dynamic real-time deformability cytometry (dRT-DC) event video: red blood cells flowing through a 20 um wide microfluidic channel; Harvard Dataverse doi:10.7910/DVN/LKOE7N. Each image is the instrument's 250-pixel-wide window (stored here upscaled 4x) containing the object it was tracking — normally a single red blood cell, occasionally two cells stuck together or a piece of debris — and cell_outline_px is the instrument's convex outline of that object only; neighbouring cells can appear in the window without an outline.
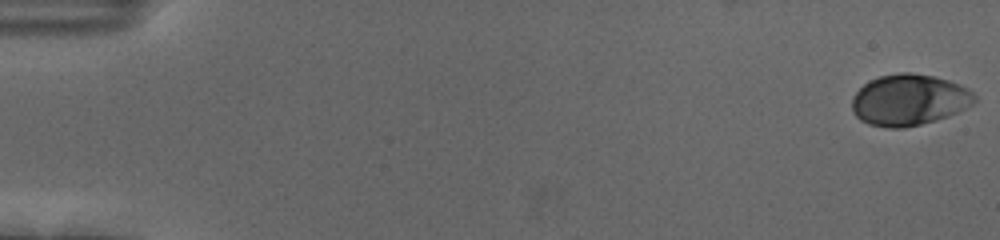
{"species": "human", "species_latin": "Homo sapiens", "temperature_condition": "cold", "stored_images_in_passage": 56, "camera_frame_rate_fps": 3000, "um_per_image_px": 0.085, "donor": {"sex": "female"}, "frame": {"image": 1, "passage_image": 1, "time_ms": 0.0, "image_size_px": [1000, 240], "cell_outline_px": [[976, 100], [972, 104], [948, 116], [936, 120], [904, 128], [884, 128], [868, 124], [860, 120], [852, 112], [852, 96], [868, 80], [880, 76], [900, 72], [912, 72], [932, 76], [948, 80], [960, 84], [968, 88], [976, 96]], "centroid_in_image_um": [77.24, 8.49], "position_along_channel_um": 7.8, "area_um2": 36.76}}
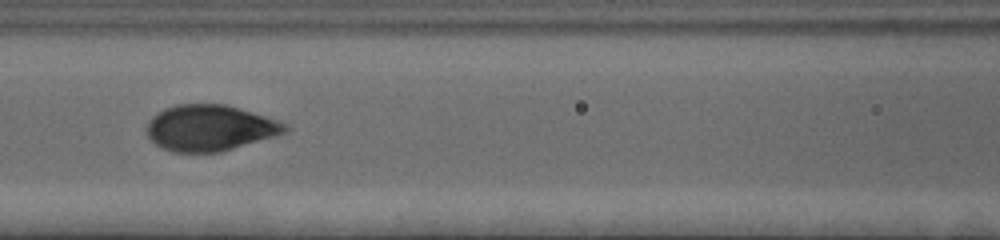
{"frame": {"image": 2, "passage_image": 26, "time_ms": 8.333, "image_size_px": [1000, 240], "cell_outline_px": [[288, 132], [276, 136], [220, 152], [172, 152], [160, 148], [148, 136], [148, 120], [152, 116], [164, 108], [176, 104], [224, 104], [252, 112], [276, 120], [284, 124], [288, 128]], "centroid_in_image_um": [17.82, 10.88], "position_along_channel_um": 148.8, "area_um2": 36.88}}
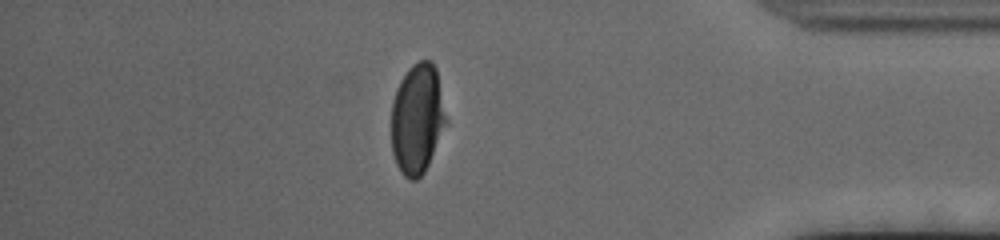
{"frame": {"image": 3, "passage_image": 49, "time_ms": 16.0, "image_size_px": [1000, 240], "cell_outline_px": [[448, 124], [424, 172], [416, 180], [408, 180], [400, 172], [396, 164], [392, 152], [392, 100], [396, 88], [400, 80], [408, 68], [412, 64], [420, 60], [432, 60], [436, 68], [448, 120]], "centroid_in_image_um": [35.48, 10.09], "position_along_channel_um": 399.7, "area_um2": 35.72}, "authors_computed_cell_mechanics": {"area_um2": 36.6163, "velocity_mm_per_s": 3.659, "shape_relaxation_time_tau1_ms": 2.6739, "shape_relaxation_time_tau2_ms": null, "deformation_change_tau1": 0.1436, "deformation_change_tau2": null}}